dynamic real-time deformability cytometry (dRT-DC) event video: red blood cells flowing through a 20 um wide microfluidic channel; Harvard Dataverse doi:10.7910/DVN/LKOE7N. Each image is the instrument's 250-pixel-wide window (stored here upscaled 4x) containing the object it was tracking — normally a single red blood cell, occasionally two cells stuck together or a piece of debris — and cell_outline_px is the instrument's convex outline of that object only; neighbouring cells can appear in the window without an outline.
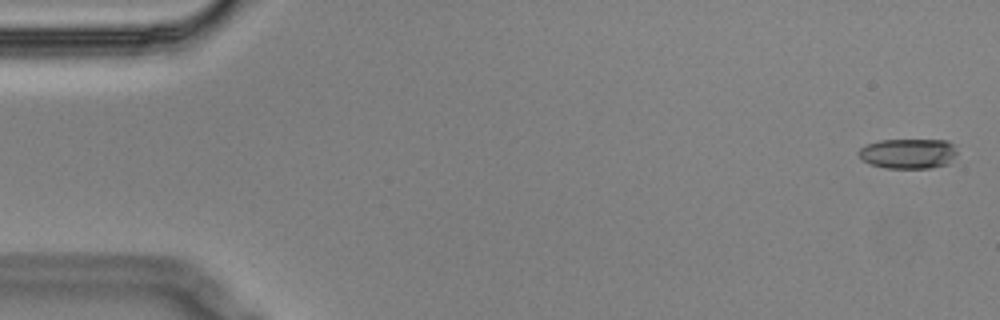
{"species": "Egyptian fruit bat (a non-hibernating species)", "species_latin": "Rousettus aegyptiacus", "temperature_condition": "cold", "stored_images_in_passage": 5, "camera_frame_rate_fps": 3000, "um_per_image_px": 0.085, "animal": {"sex": "male"}, "frame": {"image": 1, "passage_image": 1, "time_ms": 0.0, "image_size_px": [1000, 320], "cell_outline_px": [[956, 152], [948, 164], [932, 168], [888, 168], [872, 164], [864, 160], [856, 152], [860, 148], [868, 144], [880, 140], [948, 140], [952, 144]], "centroid_in_image_um": [77.2, 13.05], "position_along_channel_um": 7.8, "area_um2": 17.05}}